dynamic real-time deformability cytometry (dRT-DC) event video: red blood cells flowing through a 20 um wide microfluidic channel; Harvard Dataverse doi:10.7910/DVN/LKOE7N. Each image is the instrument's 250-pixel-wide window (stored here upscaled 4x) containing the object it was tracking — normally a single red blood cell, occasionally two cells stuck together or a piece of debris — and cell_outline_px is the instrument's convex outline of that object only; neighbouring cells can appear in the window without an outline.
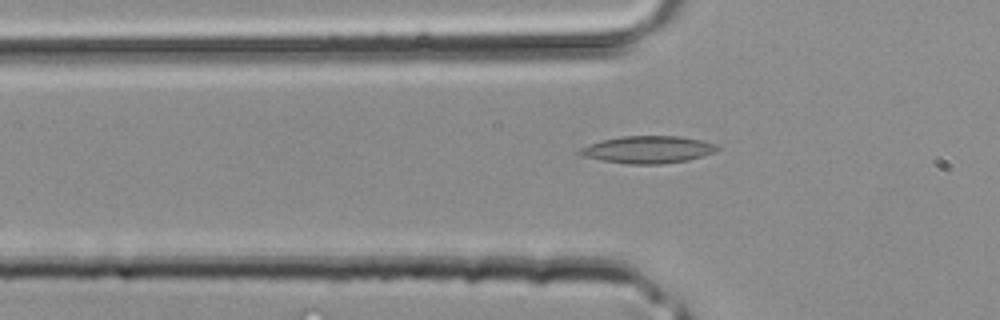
{"species": "common noctule bat (a hibernating species)", "species_latin": "Nyctalus noctula", "temperature_condition": "room temperature", "stored_images_in_passage": 4, "camera_frame_rate_fps": 3000, "um_per_image_px": 0.085, "animal": {"sex": "male", "body_mass_g": 20.4}, "frame": {"image": 1, "passage_image": 4, "time_ms": 1.0, "image_size_px": [1000, 320], "cell_outline_px": [[720, 148], [716, 152], [688, 160], [660, 164], [628, 164], [600, 160], [584, 156], [576, 152], [580, 148], [600, 140], [620, 136], [680, 136], [700, 140], [716, 144]], "centroid_in_image_um": [55.07, 12.71], "position_along_channel_um": 70.7, "area_um2": 21.91}}